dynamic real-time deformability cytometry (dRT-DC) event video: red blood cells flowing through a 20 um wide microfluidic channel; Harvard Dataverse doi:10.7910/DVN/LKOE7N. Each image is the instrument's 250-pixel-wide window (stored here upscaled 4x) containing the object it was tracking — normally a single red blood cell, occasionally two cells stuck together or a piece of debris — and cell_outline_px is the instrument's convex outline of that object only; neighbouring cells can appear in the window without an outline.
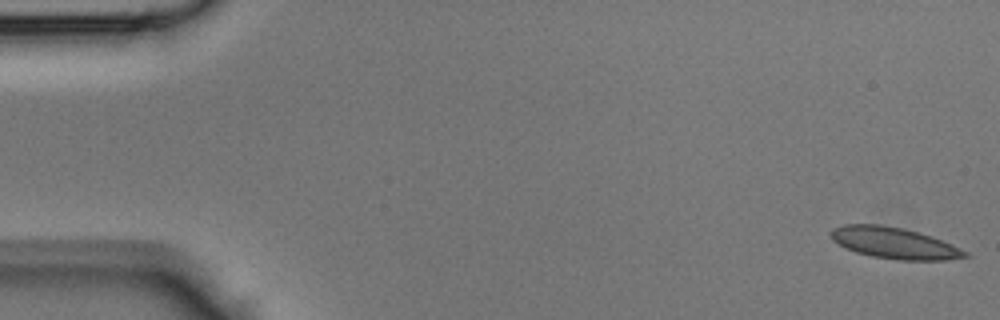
{"species": "Egyptian fruit bat (a non-hibernating species)", "species_latin": "Rousettus aegyptiacus", "temperature_condition": "room temperature", "stored_images_in_passage": 13, "camera_frame_rate_fps": 3000, "um_per_image_px": 0.085, "animal": {"sex": "male"}, "frame": {"image": 1, "passage_image": 1, "time_ms": 0.0, "image_size_px": [1000, 320], "cell_outline_px": [[972, 256], [948, 260], [896, 260], [872, 256], [856, 252], [844, 248], [832, 240], [832, 228], [844, 224], [880, 224], [904, 228], [932, 236], [952, 244], [968, 252]], "centroid_in_image_um": [76.04, 20.66], "position_along_channel_um": 9.0, "area_um2": 24.68}}